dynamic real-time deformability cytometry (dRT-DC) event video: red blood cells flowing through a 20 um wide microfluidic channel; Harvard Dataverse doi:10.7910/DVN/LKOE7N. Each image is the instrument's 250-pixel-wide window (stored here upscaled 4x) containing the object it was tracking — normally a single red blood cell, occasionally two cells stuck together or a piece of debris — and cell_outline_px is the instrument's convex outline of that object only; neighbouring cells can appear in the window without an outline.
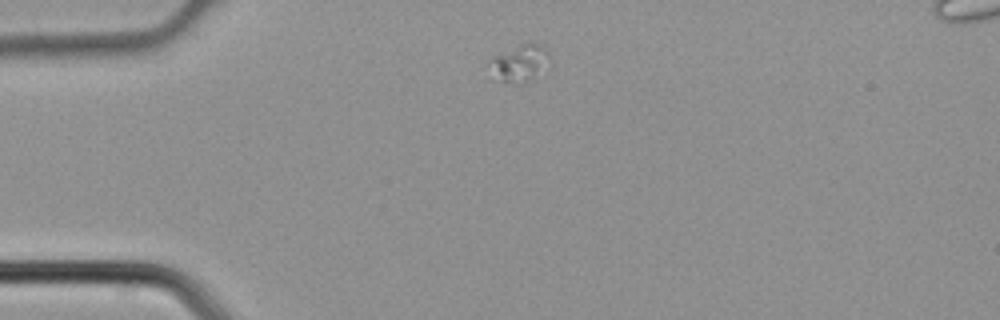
{"species": "common noctule bat (a hibernating species)", "species_latin": "Nyctalus noctula", "temperature_condition": "cold", "stored_images_in_passage": 2, "camera_frame_rate_fps": 3000, "um_per_image_px": 0.085, "animal": {"sex": "male", "body_mass_g": 21.5, "forearm_length_mm": 52.0}, "frame": {"image": 1, "passage_image": 1, "time_ms": 0.0, "image_size_px": [1000, 320], "cell_outline_px": [[552, 68], [524, 84], [516, 84], [500, 80], [488, 60], [528, 40], [532, 40], [540, 44], [548, 52], [552, 64]], "centroid_in_image_um": [44.36, 5.35], "position_along_channel_um": 40.6, "area_um2": 13.29}}